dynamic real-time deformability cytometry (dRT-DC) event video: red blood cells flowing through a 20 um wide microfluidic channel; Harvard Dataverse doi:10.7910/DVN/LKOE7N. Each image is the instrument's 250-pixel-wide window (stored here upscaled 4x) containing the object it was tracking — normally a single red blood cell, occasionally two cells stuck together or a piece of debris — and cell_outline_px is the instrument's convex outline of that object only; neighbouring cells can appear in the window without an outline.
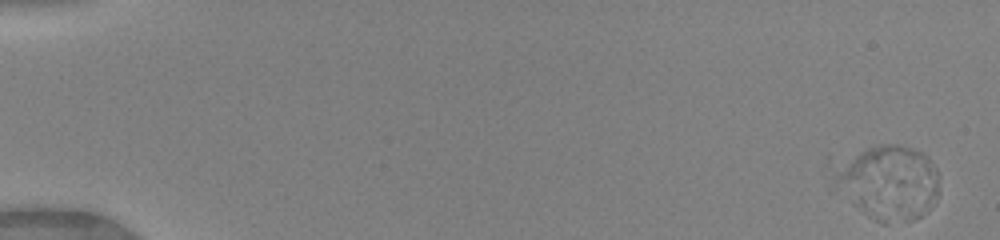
{"species": "human", "species_latin": "Homo sapiens", "temperature_condition": "warm", "stored_images_in_passage": 50, "camera_frame_rate_fps": 3000, "um_per_image_px": 0.085, "donor": {"sex": "female"}, "frame": {"image": 1, "passage_image": 1, "time_ms": 0.0, "image_size_px": [1000, 240], "cell_outline_px": [[940, 176], [936, 204], [928, 212], [916, 220], [888, 224], [884, 224], [868, 216], [836, 188], [836, 168], [860, 152], [868, 148], [880, 144], [896, 144], [912, 148], [920, 152], [936, 168]], "centroid_in_image_um": [75.63, 15.56], "position_along_channel_um": 9.4, "area_um2": 45.03}}
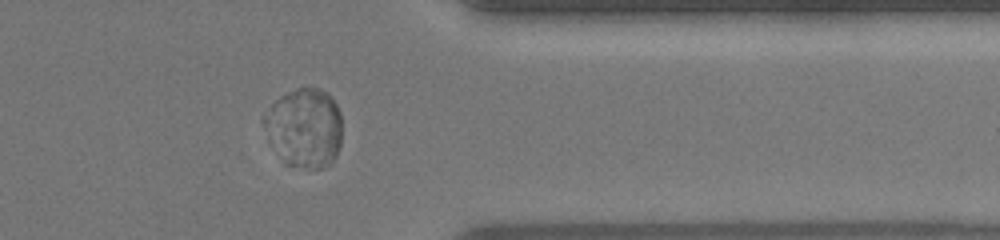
{"frame": {"image": 2, "passage_image": 42, "time_ms": 13.667, "image_size_px": [1000, 240], "cell_outline_px": [[340, 144], [336, 156], [332, 164], [324, 168], [316, 168], [284, 164], [272, 108], [272, 104], [280, 96], [296, 88], [320, 88], [328, 92], [336, 104], [340, 112]], "centroid_in_image_um": [26.16, 10.83], "position_along_channel_um": 385.2, "area_um2": 32.77}}
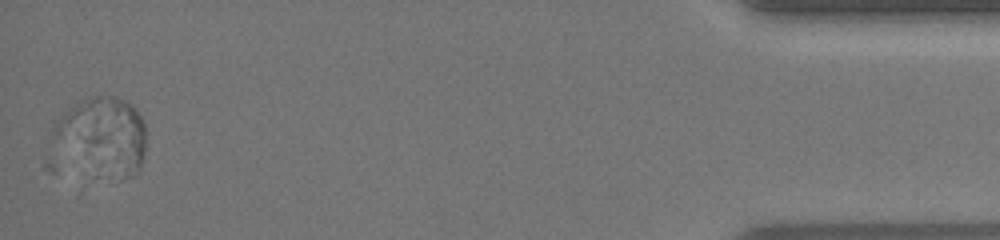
{"frame": {"image": 3, "passage_image": 50, "time_ms": 16.333, "image_size_px": [1000, 240], "cell_outline_px": [[144, 152], [140, 168], [132, 176], [124, 180], [120, 180], [56, 136], [52, 128], [52, 124], [64, 112], [80, 100], [96, 96], [112, 96], [124, 100], [132, 104], [140, 116], [144, 124]], "centroid_in_image_um": [8.92, 11.36], "position_along_channel_um": 426.3, "area_um2": 37.8}}